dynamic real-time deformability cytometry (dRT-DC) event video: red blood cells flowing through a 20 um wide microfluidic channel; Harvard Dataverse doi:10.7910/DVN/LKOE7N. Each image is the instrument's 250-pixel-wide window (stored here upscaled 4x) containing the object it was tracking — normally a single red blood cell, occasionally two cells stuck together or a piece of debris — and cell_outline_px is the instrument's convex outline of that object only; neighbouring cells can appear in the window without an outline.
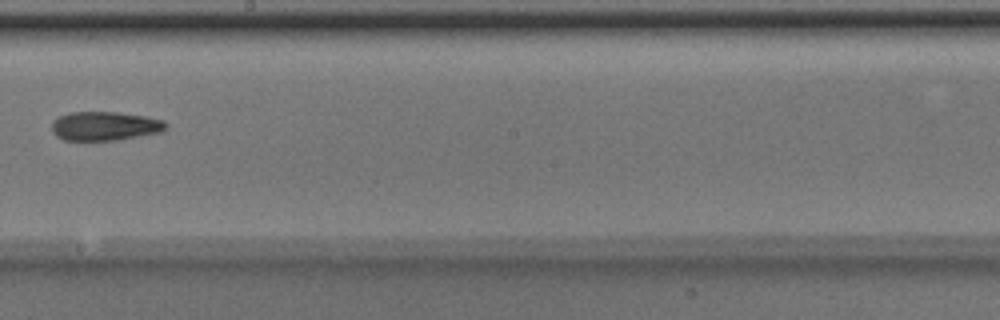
{"species": "Egyptian fruit bat (a non-hibernating species)", "species_latin": "Rousettus aegyptiacus", "temperature_condition": "room temperature", "stored_images_in_passage": 8, "camera_frame_rate_fps": 3000, "um_per_image_px": 0.085, "animal": {"sex": "male"}, "frame": {"image": 1, "passage_image": 8, "time_ms": 2.333, "image_size_px": [1000, 320], "cell_outline_px": [[168, 124], [160, 132], [116, 140], [64, 140], [56, 136], [52, 132], [52, 120], [68, 112], [116, 112], [144, 116], [164, 120]], "centroid_in_image_um": [8.87, 10.71], "position_along_channel_um": 239.3, "area_um2": 19.19}}